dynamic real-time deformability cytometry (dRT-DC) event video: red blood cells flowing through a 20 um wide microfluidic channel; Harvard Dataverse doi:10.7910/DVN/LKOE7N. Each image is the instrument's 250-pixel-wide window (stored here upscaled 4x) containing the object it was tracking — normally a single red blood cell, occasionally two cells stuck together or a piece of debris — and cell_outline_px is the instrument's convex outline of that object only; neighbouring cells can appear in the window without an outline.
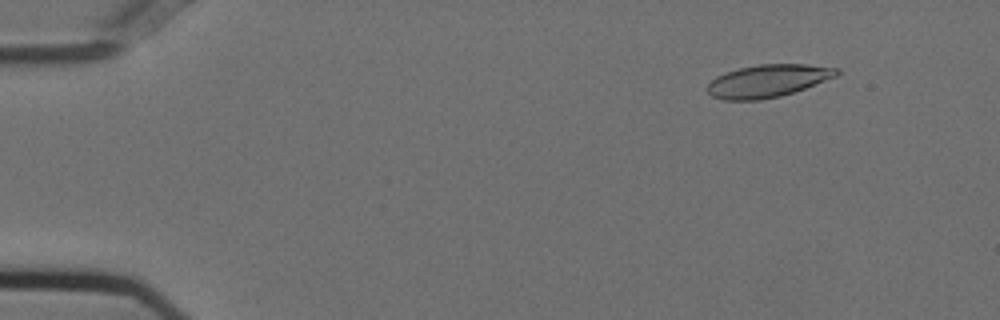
{"species": "Egyptian fruit bat (a non-hibernating species)", "species_latin": "Rousettus aegyptiacus", "temperature_condition": "cold", "stored_images_in_passage": 6, "camera_frame_rate_fps": 3000, "um_per_image_px": 0.085, "animal": {"sex": "female"}, "frame": {"image": 1, "passage_image": 3, "time_ms": 0.667, "image_size_px": [1000, 320], "cell_outline_px": [[840, 72], [836, 76], [804, 88], [780, 96], [760, 100], [724, 100], [712, 96], [704, 88], [716, 76], [724, 72], [740, 68], [760, 64], [808, 64], [840, 68]], "centroid_in_image_um": [65.24, 6.87], "position_along_channel_um": 19.8, "area_um2": 24.57}}